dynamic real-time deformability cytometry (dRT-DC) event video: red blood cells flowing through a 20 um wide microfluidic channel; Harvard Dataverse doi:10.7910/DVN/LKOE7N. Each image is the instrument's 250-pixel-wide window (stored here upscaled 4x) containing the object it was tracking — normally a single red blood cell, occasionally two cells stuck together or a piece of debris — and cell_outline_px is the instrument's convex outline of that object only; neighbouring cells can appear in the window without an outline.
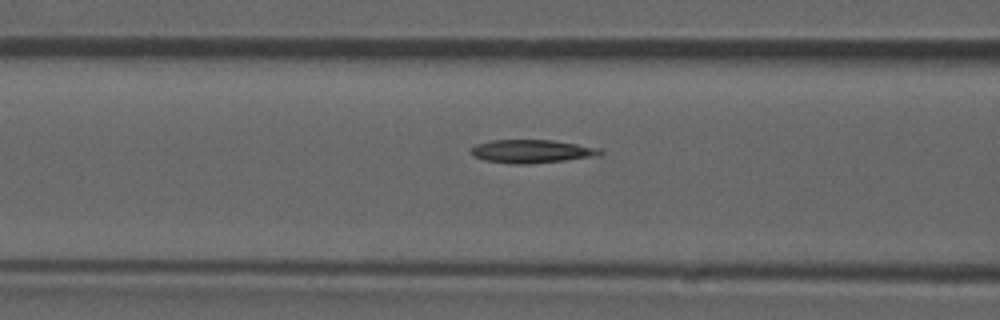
{"species": "common noctule bat (a hibernating species)", "species_latin": "Nyctalus noctula", "temperature_condition": "room temperature", "stored_images_in_passage": 52, "camera_frame_rate_fps": 3000, "um_per_image_px": 0.085, "animal": {"sex": "male", "forearm_length_mm": 52.5}, "frame": {"image": 1, "passage_image": 21, "time_ms": 6.667, "image_size_px": [1000, 320], "cell_outline_px": [[604, 152], [600, 156], [532, 164], [508, 164], [484, 160], [472, 156], [468, 152], [468, 148], [476, 144], [492, 140], [552, 140], [600, 148]], "centroid_in_image_um": [45.15, 12.87], "position_along_channel_um": 121.4, "area_um2": 17.92}}